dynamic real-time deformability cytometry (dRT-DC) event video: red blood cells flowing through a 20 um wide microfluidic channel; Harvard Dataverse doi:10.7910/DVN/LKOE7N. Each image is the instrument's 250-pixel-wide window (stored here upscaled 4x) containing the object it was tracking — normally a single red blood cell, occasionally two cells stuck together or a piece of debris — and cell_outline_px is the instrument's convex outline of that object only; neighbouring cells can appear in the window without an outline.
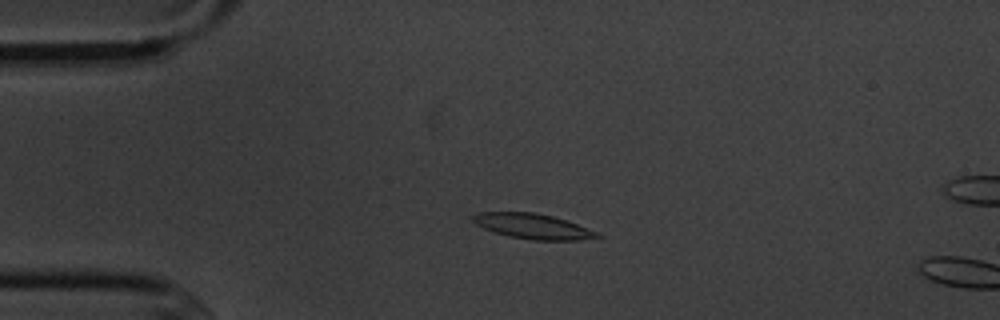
{"species": "common noctule bat (a hibernating species)", "species_latin": "Nyctalus noctula", "temperature_condition": "cold", "stored_images_in_passage": 4, "camera_frame_rate_fps": 3000, "um_per_image_px": 0.085, "animal": {"sex": "male", "body_mass_g": 20.1, "forearm_length_mm": 53.5}, "frame": {"image": 1, "passage_image": 3, "time_ms": 2.333, "image_size_px": [1000, 320], "cell_outline_px": [[604, 236], [580, 240], [532, 240], [508, 236], [484, 228], [476, 224], [468, 216], [476, 212], [532, 212], [552, 216], [576, 224], [596, 232]], "centroid_in_image_um": [45.22, 19.23], "position_along_channel_um": 39.8, "area_um2": 18.09}}